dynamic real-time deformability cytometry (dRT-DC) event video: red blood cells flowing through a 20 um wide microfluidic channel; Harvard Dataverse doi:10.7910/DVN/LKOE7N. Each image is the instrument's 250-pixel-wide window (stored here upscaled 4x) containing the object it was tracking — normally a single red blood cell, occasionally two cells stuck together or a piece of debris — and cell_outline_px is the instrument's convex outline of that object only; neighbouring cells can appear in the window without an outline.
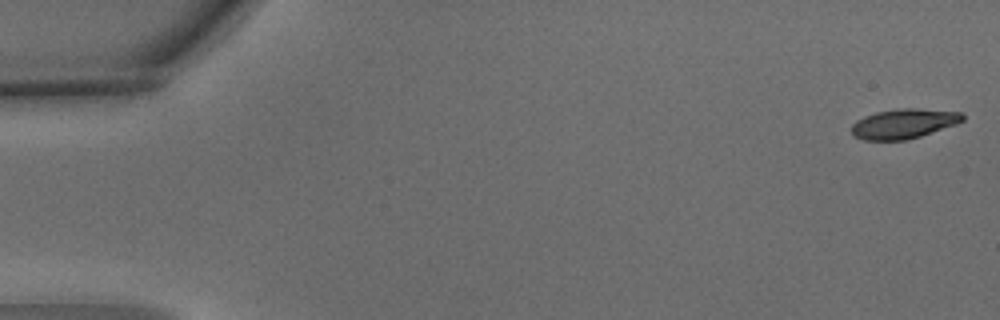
{"species": "common noctule bat (a hibernating species)", "species_latin": "Nyctalus noctula", "temperature_condition": "warm", "stored_images_in_passage": 5, "camera_frame_rate_fps": 3000, "um_per_image_px": 0.085, "animal": {"sex": "male", "body_mass_g": 15.6}, "frame": {"image": 1, "passage_image": 1, "time_ms": 0.0, "image_size_px": [1000, 320], "cell_outline_px": [[964, 120], [956, 124], [920, 136], [904, 140], [864, 140], [852, 136], [852, 124], [856, 120], [864, 116], [876, 112], [900, 108], [916, 108], [964, 112]], "centroid_in_image_um": [76.81, 10.5], "position_along_channel_um": 8.2, "area_um2": 19.31}}
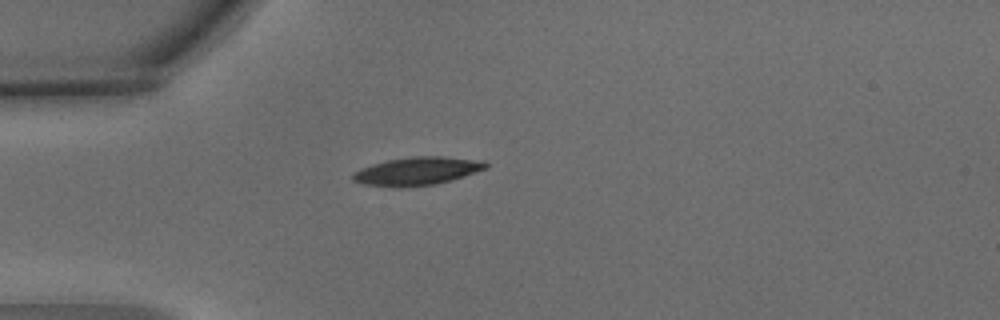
{"frame": {"image": 2, "passage_image": 5, "time_ms": 1.333, "image_size_px": [1000, 320], "cell_outline_px": [[488, 168], [436, 184], [400, 188], [392, 188], [364, 184], [352, 180], [352, 176], [360, 168], [372, 164], [388, 160], [412, 156], [444, 156], [484, 160], [488, 164]], "centroid_in_image_um": [35.45, 14.54], "position_along_channel_um": 49.5, "area_um2": 21.91}}